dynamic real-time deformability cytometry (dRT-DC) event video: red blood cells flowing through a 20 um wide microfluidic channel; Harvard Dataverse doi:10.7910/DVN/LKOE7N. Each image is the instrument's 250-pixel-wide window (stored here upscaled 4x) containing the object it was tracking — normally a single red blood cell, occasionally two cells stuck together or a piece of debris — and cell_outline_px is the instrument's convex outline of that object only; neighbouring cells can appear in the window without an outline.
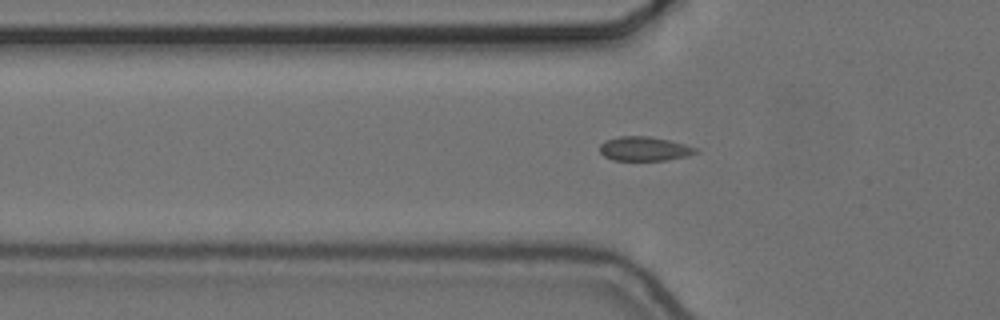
{"species": "common noctule bat (a hibernating species)", "species_latin": "Nyctalus noctula", "temperature_condition": "cold", "stored_images_in_passage": 40, "camera_frame_rate_fps": 3000, "um_per_image_px": 0.085, "animal": {"sex": "female", "body_mass_g": 24.6, "forearm_length_mm": 56.2}, "frame": {"image": 1, "passage_image": 5, "time_ms": 1.333, "image_size_px": [1000, 320], "cell_outline_px": [[700, 152], [688, 156], [664, 160], [612, 160], [604, 156], [600, 152], [600, 144], [608, 140], [620, 136], [648, 136], [668, 140], [684, 144], [696, 148]], "centroid_in_image_um": [54.78, 12.65], "position_along_channel_um": 71.0, "area_um2": 13.41}}
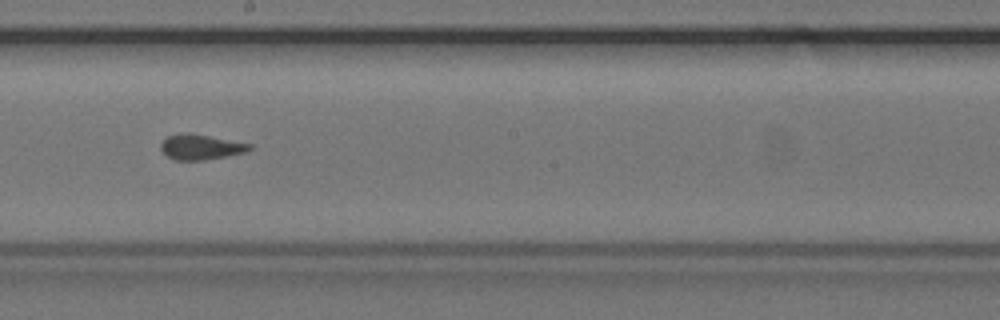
{"frame": {"image": 2, "passage_image": 18, "time_ms": 5.667, "image_size_px": [1000, 320], "cell_outline_px": [[252, 148], [248, 152], [204, 160], [176, 160], [168, 156], [160, 148], [160, 144], [168, 136], [208, 136], [252, 144]], "centroid_in_image_um": [17.14, 12.55], "position_along_channel_um": 231.1, "area_um2": 12.31}}
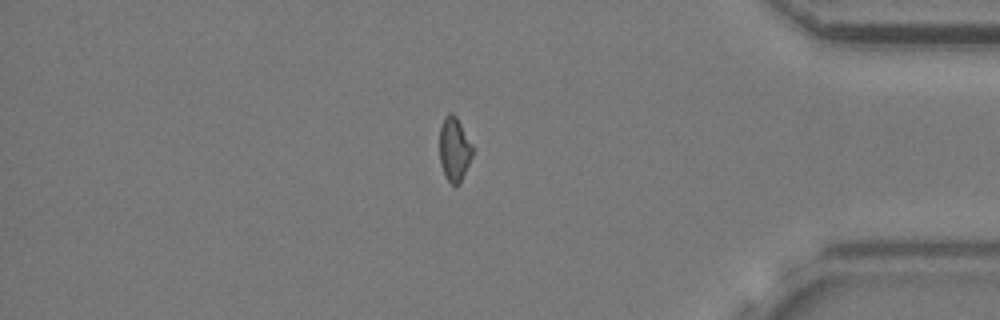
{"frame": {"image": 3, "passage_image": 34, "time_ms": 11.0, "image_size_px": [1000, 320], "cell_outline_px": [[472, 156], [460, 184], [452, 184], [444, 176], [440, 164], [440, 128], [444, 116], [448, 112], [452, 112], [456, 116], [472, 144]], "centroid_in_image_um": [38.6, 12.67], "position_along_channel_um": 396.6, "area_um2": 12.31}}